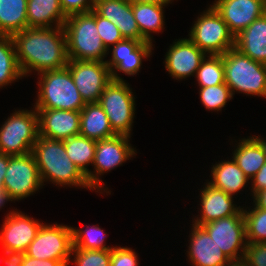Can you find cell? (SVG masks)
<instances>
[{"label": "cell", "mask_w": 266, "mask_h": 266, "mask_svg": "<svg viewBox=\"0 0 266 266\" xmlns=\"http://www.w3.org/2000/svg\"><path fill=\"white\" fill-rule=\"evenodd\" d=\"M17 62L23 76L65 68L68 63L63 26L27 28L12 35Z\"/></svg>", "instance_id": "6da1fadb"}, {"label": "cell", "mask_w": 266, "mask_h": 266, "mask_svg": "<svg viewBox=\"0 0 266 266\" xmlns=\"http://www.w3.org/2000/svg\"><path fill=\"white\" fill-rule=\"evenodd\" d=\"M31 153L38 166L42 184L49 180L59 186H80L93 190L86 176L66 154L63 141L39 135Z\"/></svg>", "instance_id": "7a4b0ae2"}, {"label": "cell", "mask_w": 266, "mask_h": 266, "mask_svg": "<svg viewBox=\"0 0 266 266\" xmlns=\"http://www.w3.org/2000/svg\"><path fill=\"white\" fill-rule=\"evenodd\" d=\"M63 28L68 60L105 62L108 50L98 35L95 17L90 12L68 16Z\"/></svg>", "instance_id": "3957f363"}, {"label": "cell", "mask_w": 266, "mask_h": 266, "mask_svg": "<svg viewBox=\"0 0 266 266\" xmlns=\"http://www.w3.org/2000/svg\"><path fill=\"white\" fill-rule=\"evenodd\" d=\"M38 83V99L34 109H62L80 112L86 105L67 67L45 71Z\"/></svg>", "instance_id": "277c9868"}, {"label": "cell", "mask_w": 266, "mask_h": 266, "mask_svg": "<svg viewBox=\"0 0 266 266\" xmlns=\"http://www.w3.org/2000/svg\"><path fill=\"white\" fill-rule=\"evenodd\" d=\"M225 83L236 92L266 98V64L254 61L232 48L222 54Z\"/></svg>", "instance_id": "5b68a950"}, {"label": "cell", "mask_w": 266, "mask_h": 266, "mask_svg": "<svg viewBox=\"0 0 266 266\" xmlns=\"http://www.w3.org/2000/svg\"><path fill=\"white\" fill-rule=\"evenodd\" d=\"M11 115L0 128V153L29 154L39 136L37 110H18Z\"/></svg>", "instance_id": "8992f818"}, {"label": "cell", "mask_w": 266, "mask_h": 266, "mask_svg": "<svg viewBox=\"0 0 266 266\" xmlns=\"http://www.w3.org/2000/svg\"><path fill=\"white\" fill-rule=\"evenodd\" d=\"M205 11L197 17L189 39L206 54L222 55L235 47V37L212 5Z\"/></svg>", "instance_id": "52a82bcc"}, {"label": "cell", "mask_w": 266, "mask_h": 266, "mask_svg": "<svg viewBox=\"0 0 266 266\" xmlns=\"http://www.w3.org/2000/svg\"><path fill=\"white\" fill-rule=\"evenodd\" d=\"M125 80H111L98 101L117 135L130 136L135 115V97Z\"/></svg>", "instance_id": "ba28073f"}, {"label": "cell", "mask_w": 266, "mask_h": 266, "mask_svg": "<svg viewBox=\"0 0 266 266\" xmlns=\"http://www.w3.org/2000/svg\"><path fill=\"white\" fill-rule=\"evenodd\" d=\"M130 136L115 135L114 137L96 141V150L93 160L94 171H89L86 176L90 187L96 192L104 189L103 182L99 175L111 171L122 165L131 157L135 156V150L129 143ZM93 172V173H92Z\"/></svg>", "instance_id": "9c48e42d"}, {"label": "cell", "mask_w": 266, "mask_h": 266, "mask_svg": "<svg viewBox=\"0 0 266 266\" xmlns=\"http://www.w3.org/2000/svg\"><path fill=\"white\" fill-rule=\"evenodd\" d=\"M43 186L38 166L32 153L9 156L2 189L12 200H22Z\"/></svg>", "instance_id": "30bf717a"}, {"label": "cell", "mask_w": 266, "mask_h": 266, "mask_svg": "<svg viewBox=\"0 0 266 266\" xmlns=\"http://www.w3.org/2000/svg\"><path fill=\"white\" fill-rule=\"evenodd\" d=\"M72 247L71 226L42 224L26 255L40 260H70Z\"/></svg>", "instance_id": "8fae6325"}, {"label": "cell", "mask_w": 266, "mask_h": 266, "mask_svg": "<svg viewBox=\"0 0 266 266\" xmlns=\"http://www.w3.org/2000/svg\"><path fill=\"white\" fill-rule=\"evenodd\" d=\"M201 227L230 260L244 257L247 241L243 208L236 215L208 222Z\"/></svg>", "instance_id": "7c38bea8"}, {"label": "cell", "mask_w": 266, "mask_h": 266, "mask_svg": "<svg viewBox=\"0 0 266 266\" xmlns=\"http://www.w3.org/2000/svg\"><path fill=\"white\" fill-rule=\"evenodd\" d=\"M85 103H97L112 80L106 62L68 60L66 66Z\"/></svg>", "instance_id": "4fadbf2b"}, {"label": "cell", "mask_w": 266, "mask_h": 266, "mask_svg": "<svg viewBox=\"0 0 266 266\" xmlns=\"http://www.w3.org/2000/svg\"><path fill=\"white\" fill-rule=\"evenodd\" d=\"M5 217L0 232L1 249L26 252L43 223L21 211H10Z\"/></svg>", "instance_id": "5bb4252c"}, {"label": "cell", "mask_w": 266, "mask_h": 266, "mask_svg": "<svg viewBox=\"0 0 266 266\" xmlns=\"http://www.w3.org/2000/svg\"><path fill=\"white\" fill-rule=\"evenodd\" d=\"M212 6L234 37L266 12L263 0H215Z\"/></svg>", "instance_id": "9a60e30c"}, {"label": "cell", "mask_w": 266, "mask_h": 266, "mask_svg": "<svg viewBox=\"0 0 266 266\" xmlns=\"http://www.w3.org/2000/svg\"><path fill=\"white\" fill-rule=\"evenodd\" d=\"M165 56V69L173 78L182 80L196 75L207 54L189 38H183L173 42Z\"/></svg>", "instance_id": "2e32d148"}, {"label": "cell", "mask_w": 266, "mask_h": 266, "mask_svg": "<svg viewBox=\"0 0 266 266\" xmlns=\"http://www.w3.org/2000/svg\"><path fill=\"white\" fill-rule=\"evenodd\" d=\"M39 135L64 141L80 133V112L62 109H36Z\"/></svg>", "instance_id": "e0dca14e"}, {"label": "cell", "mask_w": 266, "mask_h": 266, "mask_svg": "<svg viewBox=\"0 0 266 266\" xmlns=\"http://www.w3.org/2000/svg\"><path fill=\"white\" fill-rule=\"evenodd\" d=\"M93 10L119 28L124 39L148 42L140 33L132 12V5L125 0H95Z\"/></svg>", "instance_id": "ac0fdd59"}, {"label": "cell", "mask_w": 266, "mask_h": 266, "mask_svg": "<svg viewBox=\"0 0 266 266\" xmlns=\"http://www.w3.org/2000/svg\"><path fill=\"white\" fill-rule=\"evenodd\" d=\"M192 229L187 254L193 266H224L230 261L201 226L192 224Z\"/></svg>", "instance_id": "d6986e66"}, {"label": "cell", "mask_w": 266, "mask_h": 266, "mask_svg": "<svg viewBox=\"0 0 266 266\" xmlns=\"http://www.w3.org/2000/svg\"><path fill=\"white\" fill-rule=\"evenodd\" d=\"M201 189L200 217L193 219V224L202 226L208 222L236 215L242 208L233 204V197L223 190L211 186L208 182Z\"/></svg>", "instance_id": "ffe728a7"}, {"label": "cell", "mask_w": 266, "mask_h": 266, "mask_svg": "<svg viewBox=\"0 0 266 266\" xmlns=\"http://www.w3.org/2000/svg\"><path fill=\"white\" fill-rule=\"evenodd\" d=\"M254 61L266 64V12L235 36V47Z\"/></svg>", "instance_id": "44dd1931"}, {"label": "cell", "mask_w": 266, "mask_h": 266, "mask_svg": "<svg viewBox=\"0 0 266 266\" xmlns=\"http://www.w3.org/2000/svg\"><path fill=\"white\" fill-rule=\"evenodd\" d=\"M80 135L94 141L117 135L99 103H86L80 111Z\"/></svg>", "instance_id": "7402d4cb"}, {"label": "cell", "mask_w": 266, "mask_h": 266, "mask_svg": "<svg viewBox=\"0 0 266 266\" xmlns=\"http://www.w3.org/2000/svg\"><path fill=\"white\" fill-rule=\"evenodd\" d=\"M66 19L60 0H27L28 28L61 27Z\"/></svg>", "instance_id": "603a6c76"}, {"label": "cell", "mask_w": 266, "mask_h": 266, "mask_svg": "<svg viewBox=\"0 0 266 266\" xmlns=\"http://www.w3.org/2000/svg\"><path fill=\"white\" fill-rule=\"evenodd\" d=\"M211 169L212 180L208 183L232 197L235 193L240 192L250 180L233 158L230 161L219 162Z\"/></svg>", "instance_id": "cb8c5ba5"}, {"label": "cell", "mask_w": 266, "mask_h": 266, "mask_svg": "<svg viewBox=\"0 0 266 266\" xmlns=\"http://www.w3.org/2000/svg\"><path fill=\"white\" fill-rule=\"evenodd\" d=\"M234 150L233 159L244 174L251 179L266 163L261 144L254 138H243Z\"/></svg>", "instance_id": "d4e9b609"}, {"label": "cell", "mask_w": 266, "mask_h": 266, "mask_svg": "<svg viewBox=\"0 0 266 266\" xmlns=\"http://www.w3.org/2000/svg\"><path fill=\"white\" fill-rule=\"evenodd\" d=\"M27 28V0H0V35L12 36Z\"/></svg>", "instance_id": "484cf974"}, {"label": "cell", "mask_w": 266, "mask_h": 266, "mask_svg": "<svg viewBox=\"0 0 266 266\" xmlns=\"http://www.w3.org/2000/svg\"><path fill=\"white\" fill-rule=\"evenodd\" d=\"M163 6L155 3L132 4V12L141 35L152 43L150 33L161 32L164 27Z\"/></svg>", "instance_id": "4316f807"}, {"label": "cell", "mask_w": 266, "mask_h": 266, "mask_svg": "<svg viewBox=\"0 0 266 266\" xmlns=\"http://www.w3.org/2000/svg\"><path fill=\"white\" fill-rule=\"evenodd\" d=\"M63 142L68 157L87 176L89 174L88 166L90 163L92 165L94 160L96 141L79 134Z\"/></svg>", "instance_id": "83f0119b"}, {"label": "cell", "mask_w": 266, "mask_h": 266, "mask_svg": "<svg viewBox=\"0 0 266 266\" xmlns=\"http://www.w3.org/2000/svg\"><path fill=\"white\" fill-rule=\"evenodd\" d=\"M151 42H142L133 52L132 56L126 57H112L109 60H105L109 70L111 72L112 80H123L117 72H124L127 75H135L139 72L142 59L150 57V53L153 49Z\"/></svg>", "instance_id": "f1b7e54d"}, {"label": "cell", "mask_w": 266, "mask_h": 266, "mask_svg": "<svg viewBox=\"0 0 266 266\" xmlns=\"http://www.w3.org/2000/svg\"><path fill=\"white\" fill-rule=\"evenodd\" d=\"M22 77L12 36L0 35V88Z\"/></svg>", "instance_id": "f546056e"}, {"label": "cell", "mask_w": 266, "mask_h": 266, "mask_svg": "<svg viewBox=\"0 0 266 266\" xmlns=\"http://www.w3.org/2000/svg\"><path fill=\"white\" fill-rule=\"evenodd\" d=\"M203 59L196 72L200 87L215 86L225 83L222 55H210Z\"/></svg>", "instance_id": "4dcf8cb0"}, {"label": "cell", "mask_w": 266, "mask_h": 266, "mask_svg": "<svg viewBox=\"0 0 266 266\" xmlns=\"http://www.w3.org/2000/svg\"><path fill=\"white\" fill-rule=\"evenodd\" d=\"M246 241L253 243H266V209H243Z\"/></svg>", "instance_id": "1f68e13d"}, {"label": "cell", "mask_w": 266, "mask_h": 266, "mask_svg": "<svg viewBox=\"0 0 266 266\" xmlns=\"http://www.w3.org/2000/svg\"><path fill=\"white\" fill-rule=\"evenodd\" d=\"M103 229L97 225L86 227L85 230L72 227L73 247L88 250H108L114 247L106 246L104 243L105 235Z\"/></svg>", "instance_id": "d6a6232c"}, {"label": "cell", "mask_w": 266, "mask_h": 266, "mask_svg": "<svg viewBox=\"0 0 266 266\" xmlns=\"http://www.w3.org/2000/svg\"><path fill=\"white\" fill-rule=\"evenodd\" d=\"M199 92L202 104L207 110L211 111H221V109L225 107L227 101L233 97L231 90L226 83L200 87Z\"/></svg>", "instance_id": "836d02e7"}, {"label": "cell", "mask_w": 266, "mask_h": 266, "mask_svg": "<svg viewBox=\"0 0 266 266\" xmlns=\"http://www.w3.org/2000/svg\"><path fill=\"white\" fill-rule=\"evenodd\" d=\"M71 255L77 266H110L111 249L88 250L72 247Z\"/></svg>", "instance_id": "e575fe53"}, {"label": "cell", "mask_w": 266, "mask_h": 266, "mask_svg": "<svg viewBox=\"0 0 266 266\" xmlns=\"http://www.w3.org/2000/svg\"><path fill=\"white\" fill-rule=\"evenodd\" d=\"M90 13L95 17L98 35L109 53V50H111L110 46L115 45L124 38L120 34L119 28L111 21L99 16L93 9Z\"/></svg>", "instance_id": "d590c367"}, {"label": "cell", "mask_w": 266, "mask_h": 266, "mask_svg": "<svg viewBox=\"0 0 266 266\" xmlns=\"http://www.w3.org/2000/svg\"><path fill=\"white\" fill-rule=\"evenodd\" d=\"M243 259L248 266H266V243L247 242Z\"/></svg>", "instance_id": "8d00e7d4"}, {"label": "cell", "mask_w": 266, "mask_h": 266, "mask_svg": "<svg viewBox=\"0 0 266 266\" xmlns=\"http://www.w3.org/2000/svg\"><path fill=\"white\" fill-rule=\"evenodd\" d=\"M138 255L128 247H117L111 249L110 266H138Z\"/></svg>", "instance_id": "74e56055"}, {"label": "cell", "mask_w": 266, "mask_h": 266, "mask_svg": "<svg viewBox=\"0 0 266 266\" xmlns=\"http://www.w3.org/2000/svg\"><path fill=\"white\" fill-rule=\"evenodd\" d=\"M94 3L95 0H60L62 10L67 17L90 12L94 8Z\"/></svg>", "instance_id": "f35d334b"}, {"label": "cell", "mask_w": 266, "mask_h": 266, "mask_svg": "<svg viewBox=\"0 0 266 266\" xmlns=\"http://www.w3.org/2000/svg\"><path fill=\"white\" fill-rule=\"evenodd\" d=\"M141 41L133 39H123L122 41L113 45L112 57H126L132 56V52L141 44Z\"/></svg>", "instance_id": "ab89813d"}, {"label": "cell", "mask_w": 266, "mask_h": 266, "mask_svg": "<svg viewBox=\"0 0 266 266\" xmlns=\"http://www.w3.org/2000/svg\"><path fill=\"white\" fill-rule=\"evenodd\" d=\"M3 256L0 258V262L4 263L5 266H21L26 252L22 251H11V250H2Z\"/></svg>", "instance_id": "60d3db41"}, {"label": "cell", "mask_w": 266, "mask_h": 266, "mask_svg": "<svg viewBox=\"0 0 266 266\" xmlns=\"http://www.w3.org/2000/svg\"><path fill=\"white\" fill-rule=\"evenodd\" d=\"M70 260L35 259L25 256L21 266H69Z\"/></svg>", "instance_id": "b9f144b4"}, {"label": "cell", "mask_w": 266, "mask_h": 266, "mask_svg": "<svg viewBox=\"0 0 266 266\" xmlns=\"http://www.w3.org/2000/svg\"><path fill=\"white\" fill-rule=\"evenodd\" d=\"M252 180V193L253 195L266 189V163L259 169V171L250 179Z\"/></svg>", "instance_id": "7bdbcfd3"}, {"label": "cell", "mask_w": 266, "mask_h": 266, "mask_svg": "<svg viewBox=\"0 0 266 266\" xmlns=\"http://www.w3.org/2000/svg\"><path fill=\"white\" fill-rule=\"evenodd\" d=\"M9 163V155L0 153V189H2L3 180Z\"/></svg>", "instance_id": "ee69618b"}, {"label": "cell", "mask_w": 266, "mask_h": 266, "mask_svg": "<svg viewBox=\"0 0 266 266\" xmlns=\"http://www.w3.org/2000/svg\"><path fill=\"white\" fill-rule=\"evenodd\" d=\"M253 199L256 208L266 209V189L256 192L253 195Z\"/></svg>", "instance_id": "f6af8a7d"}, {"label": "cell", "mask_w": 266, "mask_h": 266, "mask_svg": "<svg viewBox=\"0 0 266 266\" xmlns=\"http://www.w3.org/2000/svg\"><path fill=\"white\" fill-rule=\"evenodd\" d=\"M125 1H127L131 5L136 3H155L162 6H166V4H169L173 0H125Z\"/></svg>", "instance_id": "bcb514c9"}, {"label": "cell", "mask_w": 266, "mask_h": 266, "mask_svg": "<svg viewBox=\"0 0 266 266\" xmlns=\"http://www.w3.org/2000/svg\"><path fill=\"white\" fill-rule=\"evenodd\" d=\"M7 201H13L10 195L5 192L3 189H0V208L5 204Z\"/></svg>", "instance_id": "7dc6e473"}, {"label": "cell", "mask_w": 266, "mask_h": 266, "mask_svg": "<svg viewBox=\"0 0 266 266\" xmlns=\"http://www.w3.org/2000/svg\"><path fill=\"white\" fill-rule=\"evenodd\" d=\"M224 266H248L247 262L242 258L239 260H230Z\"/></svg>", "instance_id": "c3c4849f"}, {"label": "cell", "mask_w": 266, "mask_h": 266, "mask_svg": "<svg viewBox=\"0 0 266 266\" xmlns=\"http://www.w3.org/2000/svg\"><path fill=\"white\" fill-rule=\"evenodd\" d=\"M262 146L263 148V151H264V154H265V157H266V140H263V138H261L260 136H253Z\"/></svg>", "instance_id": "681fc988"}]
</instances>
